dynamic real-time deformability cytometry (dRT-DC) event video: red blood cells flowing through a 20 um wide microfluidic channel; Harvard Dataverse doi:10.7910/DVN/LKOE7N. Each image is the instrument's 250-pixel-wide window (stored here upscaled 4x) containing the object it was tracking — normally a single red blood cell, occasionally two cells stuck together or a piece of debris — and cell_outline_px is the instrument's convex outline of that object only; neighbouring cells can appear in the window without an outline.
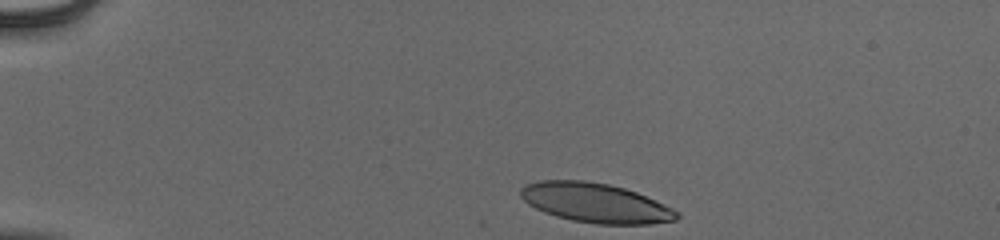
{"species": "human", "species_latin": "Homo sapiens", "temperature_condition": "cold", "stored_images_in_passage": 9, "camera_frame_rate_fps": 3000, "um_per_image_px": 0.085, "donor": {"sex": "male"}, "frame": {"image": 1, "passage_image": 1, "time_ms": 0.0, "image_size_px": [1000, 240], "cell_outline_px": [[680, 216], [676, 220], [652, 224], [596, 224], [572, 220], [556, 216], [544, 212], [528, 204], [520, 196], [520, 188], [524, 184], [540, 180], [584, 180], [608, 184], [624, 188], [636, 192], [664, 204], [680, 212]], "centroid_in_image_um": [50.61, 17.24], "position_along_channel_um": 34.4, "area_um2": 36.01}}
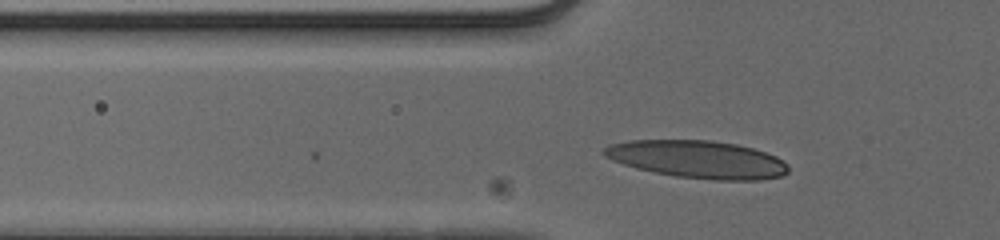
{"frame": {"image": 2, "passage_image": 9, "time_ms": 2.667, "image_size_px": [1000, 240], "cell_outline_px": [[788, 172], [780, 176], [760, 180], [716, 180], [676, 176], [636, 168], [612, 160], [604, 156], [600, 152], [604, 148], [612, 144], [628, 140], [712, 140], [736, 144], [752, 148], [776, 156], [788, 164]], "centroid_in_image_um": [59.3, 13.54], "position_along_channel_um": 66.5, "area_um2": 40.29}}